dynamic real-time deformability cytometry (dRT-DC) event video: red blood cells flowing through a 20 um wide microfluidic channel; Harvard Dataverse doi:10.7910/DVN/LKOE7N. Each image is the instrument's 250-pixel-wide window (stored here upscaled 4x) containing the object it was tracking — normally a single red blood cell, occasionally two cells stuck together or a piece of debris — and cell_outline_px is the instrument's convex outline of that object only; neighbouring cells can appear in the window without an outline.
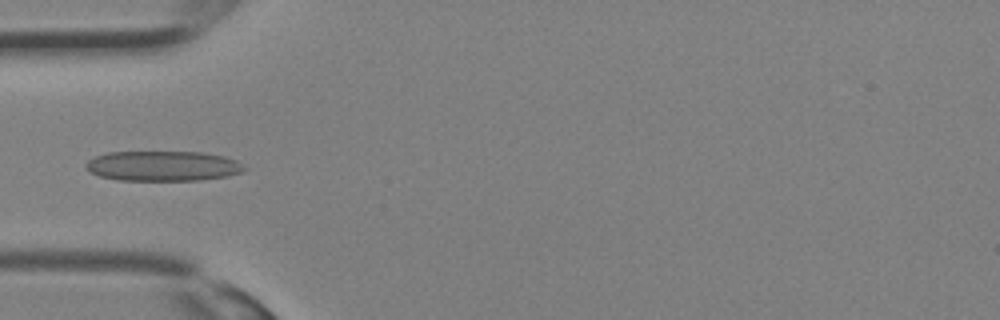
{"species": "Egyptian fruit bat (a non-hibernating species)", "species_latin": "Rousettus aegyptiacus", "temperature_condition": "room temperature", "stored_images_in_passage": 32, "camera_frame_rate_fps": 3000, "um_per_image_px": 0.085, "animal": {"sex": "female"}, "frame": {"image": 1, "passage_image": 10, "time_ms": 3.0, "image_size_px": [1000, 320], "cell_outline_px": [[248, 168], [240, 172], [228, 176], [200, 180], [120, 180], [100, 176], [84, 168], [84, 164], [88, 160], [96, 156], [108, 152], [200, 152], [224, 156], [236, 160]], "centroid_in_image_um": [13.85, 14.1], "position_along_channel_um": 71.2, "area_um2": 27.74}}
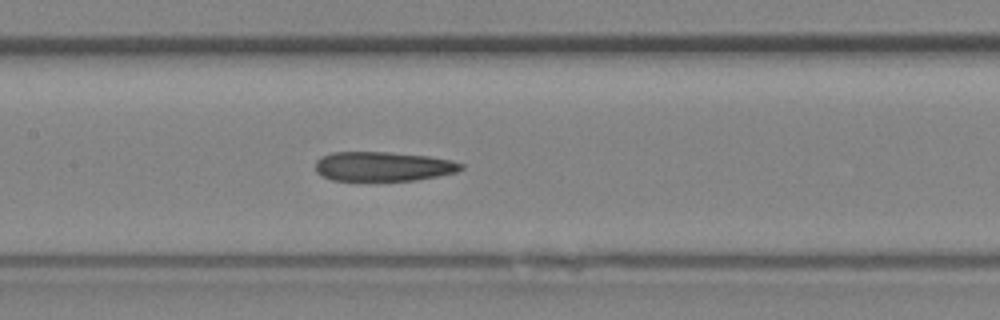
{"frame": {"image": 2, "passage_image": 15, "time_ms": 4.667, "image_size_px": [1000, 320], "cell_outline_px": [[464, 168], [456, 172], [416, 180], [332, 180], [316, 172], [316, 160], [320, 156], [332, 152], [388, 152], [428, 156], [452, 160], [464, 164]], "centroid_in_image_um": [32.56, 14.13], "position_along_channel_um": 174.8, "area_um2": 24.91}}
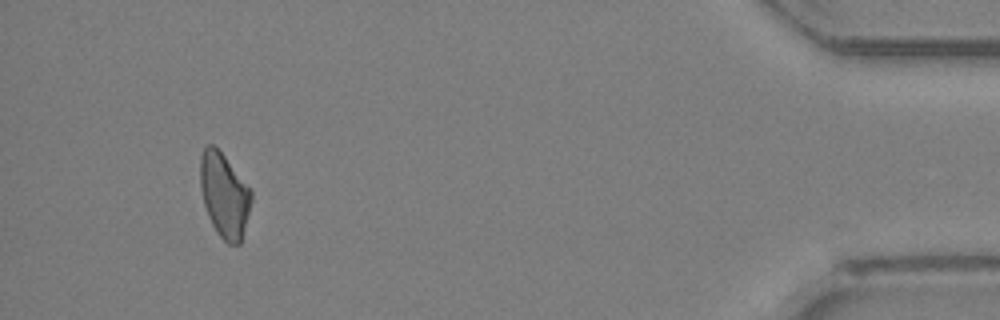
{"frame": {"image": 3, "passage_image": 30, "time_ms": 9.667, "image_size_px": [1000, 320], "cell_outline_px": [[252, 200], [240, 244], [228, 244], [216, 232], [208, 216], [204, 204], [200, 188], [200, 156], [204, 148], [208, 144], [212, 144], [224, 156], [252, 188]], "centroid_in_image_um": [19.07, 16.58], "position_along_channel_um": 416.1, "area_um2": 25.14}}